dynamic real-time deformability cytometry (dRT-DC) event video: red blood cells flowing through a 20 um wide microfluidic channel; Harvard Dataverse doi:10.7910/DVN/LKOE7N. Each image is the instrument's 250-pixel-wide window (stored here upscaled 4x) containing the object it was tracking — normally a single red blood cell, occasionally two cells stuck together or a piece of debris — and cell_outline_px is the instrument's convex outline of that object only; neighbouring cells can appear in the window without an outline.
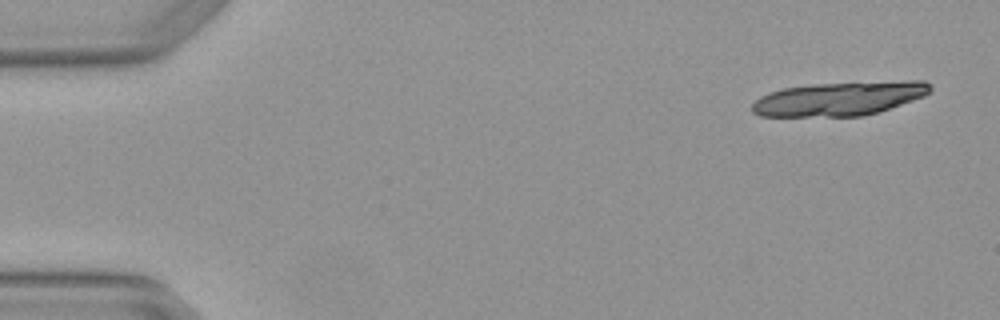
{"species": "Egyptian fruit bat (a non-hibernating species)", "species_latin": "Rousettus aegyptiacus", "temperature_condition": "warm", "stored_images_in_passage": 4, "camera_frame_rate_fps": 3000, "um_per_image_px": 0.085, "animal": {"sex": "female"}, "frame": {"image": 1, "passage_image": 1, "time_ms": 0.0, "image_size_px": [1000, 320], "cell_outline_px": [[932, 88], [924, 96], [880, 112], [860, 116], [760, 116], [752, 112], [752, 104], [760, 96], [768, 92], [784, 88], [812, 84], [908, 80], [924, 80], [932, 84]], "centroid_in_image_um": [71.37, 8.38], "position_along_channel_um": 13.6, "area_um2": 35.37}}
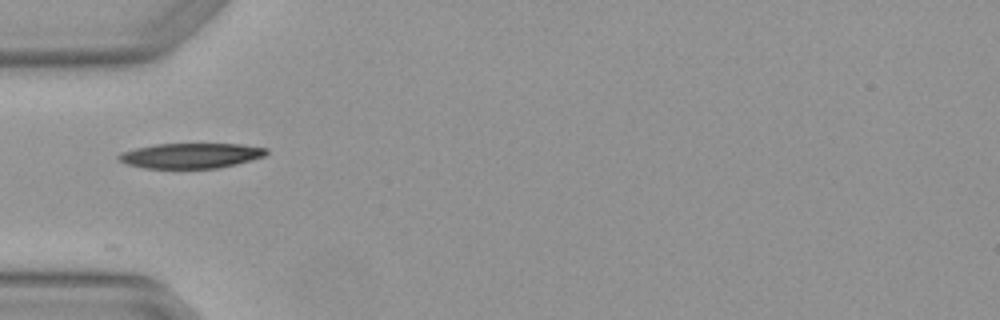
{"frame": {"image": 2, "passage_image": 4, "time_ms": 1.0, "image_size_px": [1000, 320], "cell_outline_px": [[268, 152], [264, 156], [236, 164], [216, 168], [144, 168], [128, 164], [120, 160], [116, 156], [120, 152], [136, 148], [156, 144], [240, 144], [268, 148]], "centroid_in_image_um": [16.22, 13.22], "position_along_channel_um": 68.8, "area_um2": 21.5}}